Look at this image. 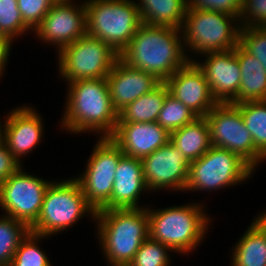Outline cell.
Here are the masks:
<instances>
[{
    "mask_svg": "<svg viewBox=\"0 0 266 266\" xmlns=\"http://www.w3.org/2000/svg\"><path fill=\"white\" fill-rule=\"evenodd\" d=\"M148 190L142 160L123 155L115 171L112 194L101 210L140 208L139 198Z\"/></svg>",
    "mask_w": 266,
    "mask_h": 266,
    "instance_id": "cell-20",
    "label": "cell"
},
{
    "mask_svg": "<svg viewBox=\"0 0 266 266\" xmlns=\"http://www.w3.org/2000/svg\"><path fill=\"white\" fill-rule=\"evenodd\" d=\"M168 93L167 84L161 82L152 91L129 103L119 111L117 122H156Z\"/></svg>",
    "mask_w": 266,
    "mask_h": 266,
    "instance_id": "cell-24",
    "label": "cell"
},
{
    "mask_svg": "<svg viewBox=\"0 0 266 266\" xmlns=\"http://www.w3.org/2000/svg\"><path fill=\"white\" fill-rule=\"evenodd\" d=\"M106 79L112 106L117 112L161 83L155 75L133 68L120 58Z\"/></svg>",
    "mask_w": 266,
    "mask_h": 266,
    "instance_id": "cell-18",
    "label": "cell"
},
{
    "mask_svg": "<svg viewBox=\"0 0 266 266\" xmlns=\"http://www.w3.org/2000/svg\"><path fill=\"white\" fill-rule=\"evenodd\" d=\"M197 117L181 101L168 93L156 122L171 133L193 122Z\"/></svg>",
    "mask_w": 266,
    "mask_h": 266,
    "instance_id": "cell-28",
    "label": "cell"
},
{
    "mask_svg": "<svg viewBox=\"0 0 266 266\" xmlns=\"http://www.w3.org/2000/svg\"><path fill=\"white\" fill-rule=\"evenodd\" d=\"M170 142L189 162L200 158L211 147L209 127L205 117H197L193 122L171 132Z\"/></svg>",
    "mask_w": 266,
    "mask_h": 266,
    "instance_id": "cell-23",
    "label": "cell"
},
{
    "mask_svg": "<svg viewBox=\"0 0 266 266\" xmlns=\"http://www.w3.org/2000/svg\"><path fill=\"white\" fill-rule=\"evenodd\" d=\"M68 92L61 127L72 134L95 132L110 138L118 112L113 108L106 78L67 82Z\"/></svg>",
    "mask_w": 266,
    "mask_h": 266,
    "instance_id": "cell-2",
    "label": "cell"
},
{
    "mask_svg": "<svg viewBox=\"0 0 266 266\" xmlns=\"http://www.w3.org/2000/svg\"><path fill=\"white\" fill-rule=\"evenodd\" d=\"M239 45L248 54L258 58L266 70V27H241Z\"/></svg>",
    "mask_w": 266,
    "mask_h": 266,
    "instance_id": "cell-32",
    "label": "cell"
},
{
    "mask_svg": "<svg viewBox=\"0 0 266 266\" xmlns=\"http://www.w3.org/2000/svg\"><path fill=\"white\" fill-rule=\"evenodd\" d=\"M50 181L24 172L21 166L0 183V207L4 215L23 221L29 228L37 221Z\"/></svg>",
    "mask_w": 266,
    "mask_h": 266,
    "instance_id": "cell-12",
    "label": "cell"
},
{
    "mask_svg": "<svg viewBox=\"0 0 266 266\" xmlns=\"http://www.w3.org/2000/svg\"><path fill=\"white\" fill-rule=\"evenodd\" d=\"M240 28L239 19L231 14L188 8L181 27L183 47L201 55L234 50Z\"/></svg>",
    "mask_w": 266,
    "mask_h": 266,
    "instance_id": "cell-7",
    "label": "cell"
},
{
    "mask_svg": "<svg viewBox=\"0 0 266 266\" xmlns=\"http://www.w3.org/2000/svg\"><path fill=\"white\" fill-rule=\"evenodd\" d=\"M21 166L20 162L7 149L4 141L0 142V183L7 180Z\"/></svg>",
    "mask_w": 266,
    "mask_h": 266,
    "instance_id": "cell-36",
    "label": "cell"
},
{
    "mask_svg": "<svg viewBox=\"0 0 266 266\" xmlns=\"http://www.w3.org/2000/svg\"><path fill=\"white\" fill-rule=\"evenodd\" d=\"M181 29L142 23L120 59L129 66L155 75L165 82L188 62Z\"/></svg>",
    "mask_w": 266,
    "mask_h": 266,
    "instance_id": "cell-1",
    "label": "cell"
},
{
    "mask_svg": "<svg viewBox=\"0 0 266 266\" xmlns=\"http://www.w3.org/2000/svg\"><path fill=\"white\" fill-rule=\"evenodd\" d=\"M204 62H193L204 73L211 93L218 103H230L237 95L241 82V69L235 49L206 53Z\"/></svg>",
    "mask_w": 266,
    "mask_h": 266,
    "instance_id": "cell-16",
    "label": "cell"
},
{
    "mask_svg": "<svg viewBox=\"0 0 266 266\" xmlns=\"http://www.w3.org/2000/svg\"><path fill=\"white\" fill-rule=\"evenodd\" d=\"M136 5L142 23L181 29L188 0H140Z\"/></svg>",
    "mask_w": 266,
    "mask_h": 266,
    "instance_id": "cell-22",
    "label": "cell"
},
{
    "mask_svg": "<svg viewBox=\"0 0 266 266\" xmlns=\"http://www.w3.org/2000/svg\"><path fill=\"white\" fill-rule=\"evenodd\" d=\"M250 132L255 148L266 158V100L235 104Z\"/></svg>",
    "mask_w": 266,
    "mask_h": 266,
    "instance_id": "cell-26",
    "label": "cell"
},
{
    "mask_svg": "<svg viewBox=\"0 0 266 266\" xmlns=\"http://www.w3.org/2000/svg\"><path fill=\"white\" fill-rule=\"evenodd\" d=\"M12 42L6 37L0 34V78L4 74L5 66L10 55V50H12ZM2 75V76H1Z\"/></svg>",
    "mask_w": 266,
    "mask_h": 266,
    "instance_id": "cell-37",
    "label": "cell"
},
{
    "mask_svg": "<svg viewBox=\"0 0 266 266\" xmlns=\"http://www.w3.org/2000/svg\"><path fill=\"white\" fill-rule=\"evenodd\" d=\"M88 214H92L94 220L96 211L88 204L75 177L58 182L53 180L45 191L40 215L30 231L51 237Z\"/></svg>",
    "mask_w": 266,
    "mask_h": 266,
    "instance_id": "cell-6",
    "label": "cell"
},
{
    "mask_svg": "<svg viewBox=\"0 0 266 266\" xmlns=\"http://www.w3.org/2000/svg\"><path fill=\"white\" fill-rule=\"evenodd\" d=\"M45 237L29 231L21 240L10 266H51L46 253L38 246L40 239Z\"/></svg>",
    "mask_w": 266,
    "mask_h": 266,
    "instance_id": "cell-29",
    "label": "cell"
},
{
    "mask_svg": "<svg viewBox=\"0 0 266 266\" xmlns=\"http://www.w3.org/2000/svg\"><path fill=\"white\" fill-rule=\"evenodd\" d=\"M254 169L237 154L211 146L200 158L190 162L185 191L222 190L248 180Z\"/></svg>",
    "mask_w": 266,
    "mask_h": 266,
    "instance_id": "cell-8",
    "label": "cell"
},
{
    "mask_svg": "<svg viewBox=\"0 0 266 266\" xmlns=\"http://www.w3.org/2000/svg\"><path fill=\"white\" fill-rule=\"evenodd\" d=\"M59 74L66 83L106 78L120 55L102 40L84 35L58 54Z\"/></svg>",
    "mask_w": 266,
    "mask_h": 266,
    "instance_id": "cell-9",
    "label": "cell"
},
{
    "mask_svg": "<svg viewBox=\"0 0 266 266\" xmlns=\"http://www.w3.org/2000/svg\"><path fill=\"white\" fill-rule=\"evenodd\" d=\"M211 146L227 149L245 160L254 170L265 157L255 148L241 111L232 103H217L205 116Z\"/></svg>",
    "mask_w": 266,
    "mask_h": 266,
    "instance_id": "cell-10",
    "label": "cell"
},
{
    "mask_svg": "<svg viewBox=\"0 0 266 266\" xmlns=\"http://www.w3.org/2000/svg\"><path fill=\"white\" fill-rule=\"evenodd\" d=\"M29 30L21 17L17 0H0V34L13 42Z\"/></svg>",
    "mask_w": 266,
    "mask_h": 266,
    "instance_id": "cell-30",
    "label": "cell"
},
{
    "mask_svg": "<svg viewBox=\"0 0 266 266\" xmlns=\"http://www.w3.org/2000/svg\"><path fill=\"white\" fill-rule=\"evenodd\" d=\"M243 0H188V8L223 12L239 19Z\"/></svg>",
    "mask_w": 266,
    "mask_h": 266,
    "instance_id": "cell-35",
    "label": "cell"
},
{
    "mask_svg": "<svg viewBox=\"0 0 266 266\" xmlns=\"http://www.w3.org/2000/svg\"><path fill=\"white\" fill-rule=\"evenodd\" d=\"M54 4H60V3H70L73 2L72 0H51Z\"/></svg>",
    "mask_w": 266,
    "mask_h": 266,
    "instance_id": "cell-39",
    "label": "cell"
},
{
    "mask_svg": "<svg viewBox=\"0 0 266 266\" xmlns=\"http://www.w3.org/2000/svg\"><path fill=\"white\" fill-rule=\"evenodd\" d=\"M141 160L148 190L185 191L190 162L170 141Z\"/></svg>",
    "mask_w": 266,
    "mask_h": 266,
    "instance_id": "cell-13",
    "label": "cell"
},
{
    "mask_svg": "<svg viewBox=\"0 0 266 266\" xmlns=\"http://www.w3.org/2000/svg\"><path fill=\"white\" fill-rule=\"evenodd\" d=\"M122 150L110 139L101 138L93 148L88 158L87 166L82 175L75 178L81 188L88 204L97 212L110 200L115 171Z\"/></svg>",
    "mask_w": 266,
    "mask_h": 266,
    "instance_id": "cell-11",
    "label": "cell"
},
{
    "mask_svg": "<svg viewBox=\"0 0 266 266\" xmlns=\"http://www.w3.org/2000/svg\"><path fill=\"white\" fill-rule=\"evenodd\" d=\"M24 23L34 30L53 6L51 0H17Z\"/></svg>",
    "mask_w": 266,
    "mask_h": 266,
    "instance_id": "cell-33",
    "label": "cell"
},
{
    "mask_svg": "<svg viewBox=\"0 0 266 266\" xmlns=\"http://www.w3.org/2000/svg\"><path fill=\"white\" fill-rule=\"evenodd\" d=\"M239 239L231 251L232 266H266V237L253 221Z\"/></svg>",
    "mask_w": 266,
    "mask_h": 266,
    "instance_id": "cell-25",
    "label": "cell"
},
{
    "mask_svg": "<svg viewBox=\"0 0 266 266\" xmlns=\"http://www.w3.org/2000/svg\"><path fill=\"white\" fill-rule=\"evenodd\" d=\"M2 122H0V142L3 140V128H4V125L2 124Z\"/></svg>",
    "mask_w": 266,
    "mask_h": 266,
    "instance_id": "cell-40",
    "label": "cell"
},
{
    "mask_svg": "<svg viewBox=\"0 0 266 266\" xmlns=\"http://www.w3.org/2000/svg\"><path fill=\"white\" fill-rule=\"evenodd\" d=\"M165 83L169 93L198 117H205L218 103L213 97L204 73L194 62L178 69Z\"/></svg>",
    "mask_w": 266,
    "mask_h": 266,
    "instance_id": "cell-15",
    "label": "cell"
},
{
    "mask_svg": "<svg viewBox=\"0 0 266 266\" xmlns=\"http://www.w3.org/2000/svg\"><path fill=\"white\" fill-rule=\"evenodd\" d=\"M110 139L128 157L142 159L170 141V133L157 122H117Z\"/></svg>",
    "mask_w": 266,
    "mask_h": 266,
    "instance_id": "cell-19",
    "label": "cell"
},
{
    "mask_svg": "<svg viewBox=\"0 0 266 266\" xmlns=\"http://www.w3.org/2000/svg\"><path fill=\"white\" fill-rule=\"evenodd\" d=\"M34 109L24 104L11 110L4 120L3 141L20 164L44 136L42 117Z\"/></svg>",
    "mask_w": 266,
    "mask_h": 266,
    "instance_id": "cell-17",
    "label": "cell"
},
{
    "mask_svg": "<svg viewBox=\"0 0 266 266\" xmlns=\"http://www.w3.org/2000/svg\"><path fill=\"white\" fill-rule=\"evenodd\" d=\"M240 27H266V0H243Z\"/></svg>",
    "mask_w": 266,
    "mask_h": 266,
    "instance_id": "cell-34",
    "label": "cell"
},
{
    "mask_svg": "<svg viewBox=\"0 0 266 266\" xmlns=\"http://www.w3.org/2000/svg\"><path fill=\"white\" fill-rule=\"evenodd\" d=\"M0 216V266H10L14 253L30 228L10 216Z\"/></svg>",
    "mask_w": 266,
    "mask_h": 266,
    "instance_id": "cell-27",
    "label": "cell"
},
{
    "mask_svg": "<svg viewBox=\"0 0 266 266\" xmlns=\"http://www.w3.org/2000/svg\"><path fill=\"white\" fill-rule=\"evenodd\" d=\"M141 207L96 212L94 221L97 222L100 249L109 265L129 264L149 238L147 205Z\"/></svg>",
    "mask_w": 266,
    "mask_h": 266,
    "instance_id": "cell-3",
    "label": "cell"
},
{
    "mask_svg": "<svg viewBox=\"0 0 266 266\" xmlns=\"http://www.w3.org/2000/svg\"><path fill=\"white\" fill-rule=\"evenodd\" d=\"M190 203L157 210L147 207L149 238L174 253L189 254L196 249L205 238L211 218L204 213L203 204Z\"/></svg>",
    "mask_w": 266,
    "mask_h": 266,
    "instance_id": "cell-4",
    "label": "cell"
},
{
    "mask_svg": "<svg viewBox=\"0 0 266 266\" xmlns=\"http://www.w3.org/2000/svg\"><path fill=\"white\" fill-rule=\"evenodd\" d=\"M173 250L162 244L146 239L139 250L134 255L133 260L129 263L130 266H170V256L167 252Z\"/></svg>",
    "mask_w": 266,
    "mask_h": 266,
    "instance_id": "cell-31",
    "label": "cell"
},
{
    "mask_svg": "<svg viewBox=\"0 0 266 266\" xmlns=\"http://www.w3.org/2000/svg\"><path fill=\"white\" fill-rule=\"evenodd\" d=\"M53 4L41 23L33 30L36 38L57 47L59 53L87 34L85 2Z\"/></svg>",
    "mask_w": 266,
    "mask_h": 266,
    "instance_id": "cell-14",
    "label": "cell"
},
{
    "mask_svg": "<svg viewBox=\"0 0 266 266\" xmlns=\"http://www.w3.org/2000/svg\"><path fill=\"white\" fill-rule=\"evenodd\" d=\"M253 222L263 231L266 237V212L258 214V216L253 220Z\"/></svg>",
    "mask_w": 266,
    "mask_h": 266,
    "instance_id": "cell-38",
    "label": "cell"
},
{
    "mask_svg": "<svg viewBox=\"0 0 266 266\" xmlns=\"http://www.w3.org/2000/svg\"><path fill=\"white\" fill-rule=\"evenodd\" d=\"M87 35L111 46L119 55L142 24L132 0H85Z\"/></svg>",
    "mask_w": 266,
    "mask_h": 266,
    "instance_id": "cell-5",
    "label": "cell"
},
{
    "mask_svg": "<svg viewBox=\"0 0 266 266\" xmlns=\"http://www.w3.org/2000/svg\"><path fill=\"white\" fill-rule=\"evenodd\" d=\"M235 55L240 64L241 82L238 95L230 103L266 100V70L262 63L239 44L235 48Z\"/></svg>",
    "mask_w": 266,
    "mask_h": 266,
    "instance_id": "cell-21",
    "label": "cell"
}]
</instances>
